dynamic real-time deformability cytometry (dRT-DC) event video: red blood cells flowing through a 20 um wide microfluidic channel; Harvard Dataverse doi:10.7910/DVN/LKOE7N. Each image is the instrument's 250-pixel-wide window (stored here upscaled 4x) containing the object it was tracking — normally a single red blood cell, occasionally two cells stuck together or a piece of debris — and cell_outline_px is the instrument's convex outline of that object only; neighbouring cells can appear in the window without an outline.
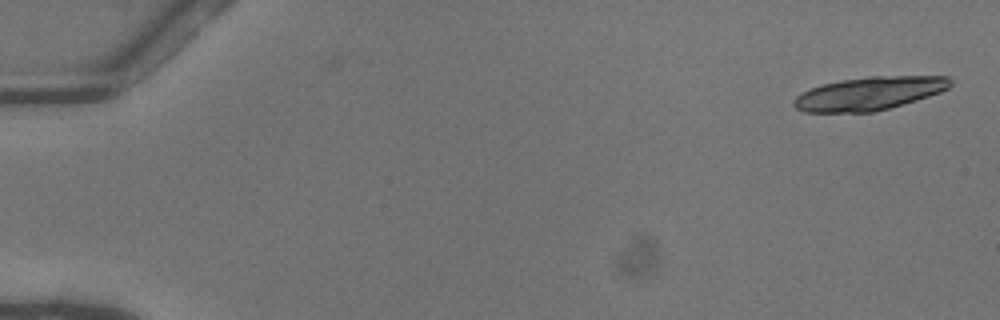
{"species": "common noctule bat (a hibernating species)", "species_latin": "Nyctalus noctula", "temperature_condition": "warm", "stored_images_in_passage": 19, "camera_frame_rate_fps": 3000, "um_per_image_px": 0.085, "animal": {"sex": "female"}, "frame": {"image": 1, "passage_image": 1, "time_ms": 0.0, "image_size_px": [1000, 320], "cell_outline_px": [[952, 84], [948, 88], [940, 92], [916, 100], [876, 112], [804, 112], [796, 108], [792, 104], [792, 100], [796, 96], [820, 84], [868, 76], [948, 76], [952, 80]], "centroid_in_image_um": [73.88, 7.94], "position_along_channel_um": 11.1, "area_um2": 30.29}}